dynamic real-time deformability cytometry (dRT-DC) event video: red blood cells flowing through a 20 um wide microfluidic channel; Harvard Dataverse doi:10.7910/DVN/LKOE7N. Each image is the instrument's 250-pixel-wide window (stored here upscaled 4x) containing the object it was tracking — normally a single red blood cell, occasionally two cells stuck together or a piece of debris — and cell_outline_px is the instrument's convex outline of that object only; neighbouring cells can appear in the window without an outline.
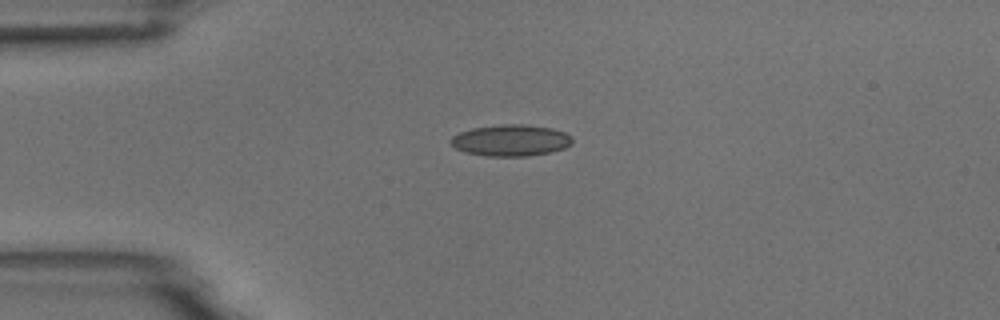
{"species": "common noctule bat (a hibernating species)", "species_latin": "Nyctalus noctula", "temperature_condition": "room temperature", "stored_images_in_passage": 7, "camera_frame_rate_fps": 3000, "um_per_image_px": 0.085, "animal": {"sex": "male", "body_mass_g": 18.8}, "frame": {"image": 1, "passage_image": 1, "time_ms": 0.0, "image_size_px": [1000, 320], "cell_outline_px": [[572, 144], [564, 148], [548, 152], [528, 156], [488, 156], [464, 152], [456, 148], [448, 140], [452, 136], [460, 132], [472, 128], [504, 124], [524, 124], [552, 128], [564, 132], [572, 136]], "centroid_in_image_um": [43.41, 11.93], "position_along_channel_um": 41.6, "area_um2": 22.25}}
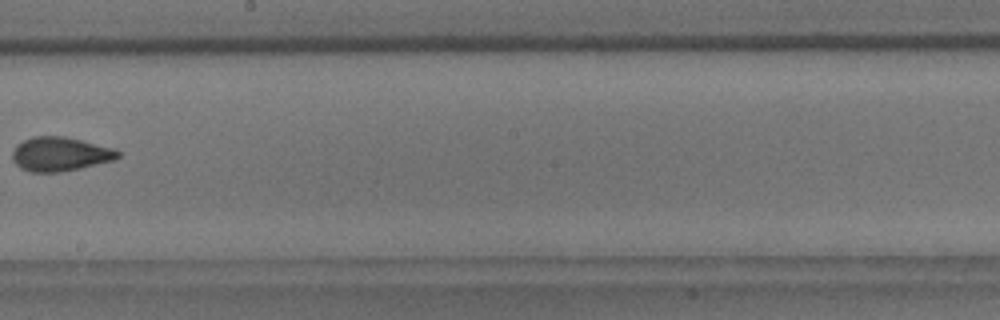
{"frame": {"image": 2, "passage_image": 6, "time_ms": 6.0, "image_size_px": [1000, 320], "cell_outline_px": [[120, 156], [116, 160], [80, 168], [60, 172], [32, 172], [20, 168], [12, 160], [12, 152], [16, 144], [32, 136], [64, 136], [112, 148], [120, 152]], "centroid_in_image_um": [5.09, 13.1], "position_along_channel_um": 243.1, "area_um2": 20.98}}